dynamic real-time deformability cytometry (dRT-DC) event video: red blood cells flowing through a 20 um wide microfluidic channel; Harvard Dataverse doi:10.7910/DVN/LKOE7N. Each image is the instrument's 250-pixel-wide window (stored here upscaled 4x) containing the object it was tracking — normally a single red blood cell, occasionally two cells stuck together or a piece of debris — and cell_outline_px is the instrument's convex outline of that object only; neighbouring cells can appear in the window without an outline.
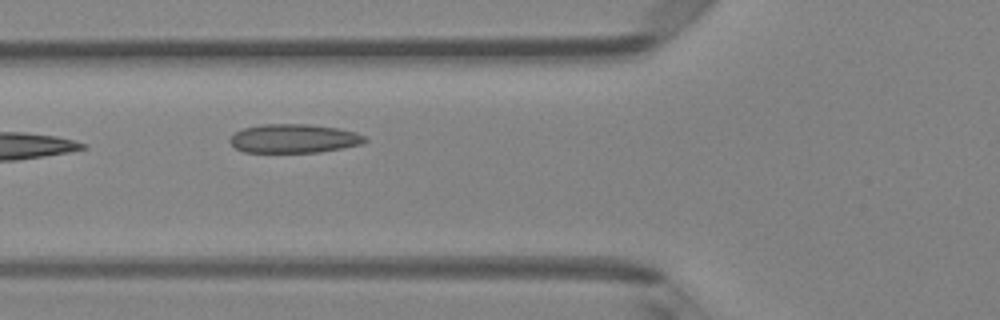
{"species": "Egyptian fruit bat (a non-hibernating species)", "species_latin": "Rousettus aegyptiacus", "temperature_condition": "room temperature", "stored_images_in_passage": 6, "camera_frame_rate_fps": 3000, "um_per_image_px": 0.085, "animal": {"sex": "female"}, "frame": {"image": 1, "passage_image": 4, "time_ms": 3.333, "image_size_px": [1000, 320], "cell_outline_px": [[368, 140], [364, 144], [320, 152], [244, 152], [236, 148], [228, 140], [236, 132], [244, 128], [260, 124], [308, 124], [336, 128], [356, 132], [364, 136]], "centroid_in_image_um": [25.0, 11.77], "position_along_channel_um": 100.8, "area_um2": 22.66}}
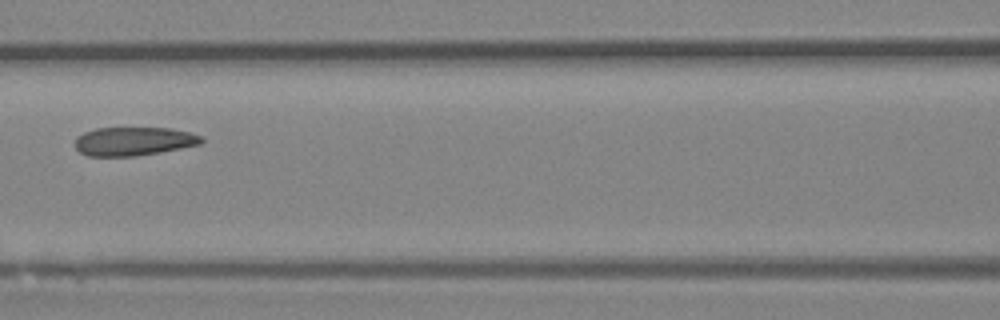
{"frame": {"image": 2, "passage_image": 5, "time_ms": 4.667, "image_size_px": [1000, 320], "cell_outline_px": [[204, 140], [200, 144], [160, 152], [136, 156], [88, 156], [80, 152], [76, 148], [76, 136], [84, 132], [96, 128], [172, 128], [188, 132], [200, 136]], "centroid_in_image_um": [11.34, 12.01], "position_along_channel_um": 155.3, "area_um2": 20.98}}
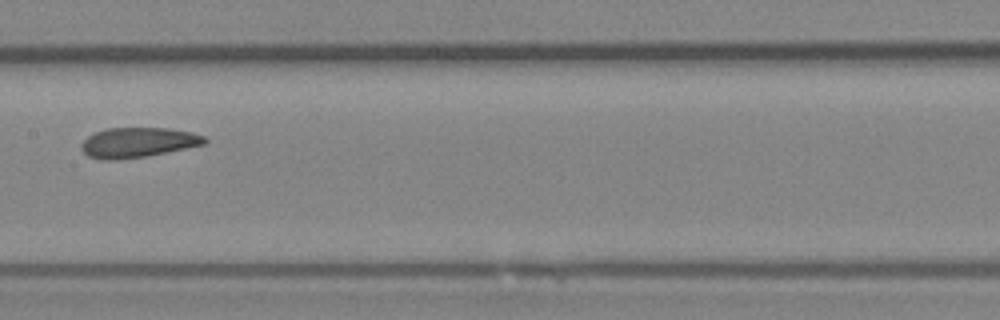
{"frame": {"image": 3, "passage_image": 6, "time_ms": 5.667, "image_size_px": [1000, 320], "cell_outline_px": [[208, 140], [204, 144], [148, 156], [116, 160], [104, 160], [88, 156], [80, 148], [80, 144], [88, 136], [96, 132], [108, 128], [168, 128], [192, 132], [204, 136]], "centroid_in_image_um": [11.71, 12.11], "position_along_channel_um": 195.7, "area_um2": 21.5}}